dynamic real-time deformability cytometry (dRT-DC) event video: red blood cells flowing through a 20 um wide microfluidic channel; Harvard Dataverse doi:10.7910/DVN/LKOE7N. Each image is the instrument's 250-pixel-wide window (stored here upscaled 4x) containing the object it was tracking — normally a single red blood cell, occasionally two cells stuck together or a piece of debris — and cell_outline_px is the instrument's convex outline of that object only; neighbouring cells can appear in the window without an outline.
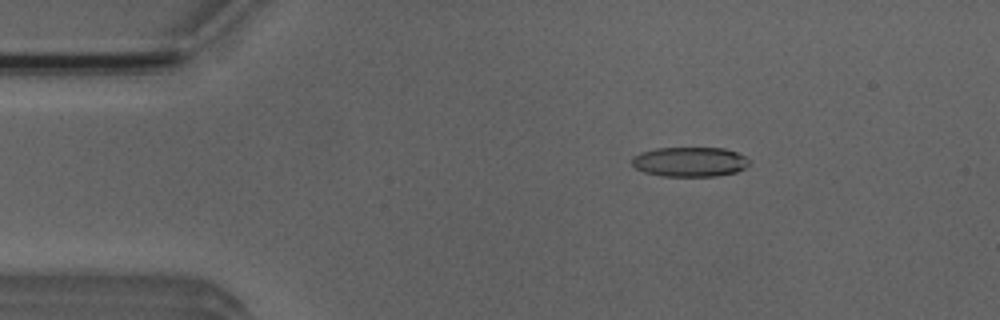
{"species": "Egyptian fruit bat (a non-hibernating species)", "species_latin": "Rousettus aegyptiacus", "temperature_condition": "room temperature", "stored_images_in_passage": 52, "camera_frame_rate_fps": 3000, "um_per_image_px": 0.085, "animal": {"sex": "male"}, "frame": {"image": 1, "passage_image": 8, "time_ms": 2.333, "image_size_px": [1000, 320], "cell_outline_px": [[752, 160], [744, 168], [736, 172], [716, 176], [660, 176], [644, 172], [636, 168], [632, 164], [632, 156], [640, 152], [656, 148], [724, 148], [736, 152]], "centroid_in_image_um": [58.62, 13.75], "position_along_channel_um": 26.4, "area_um2": 20.4}}
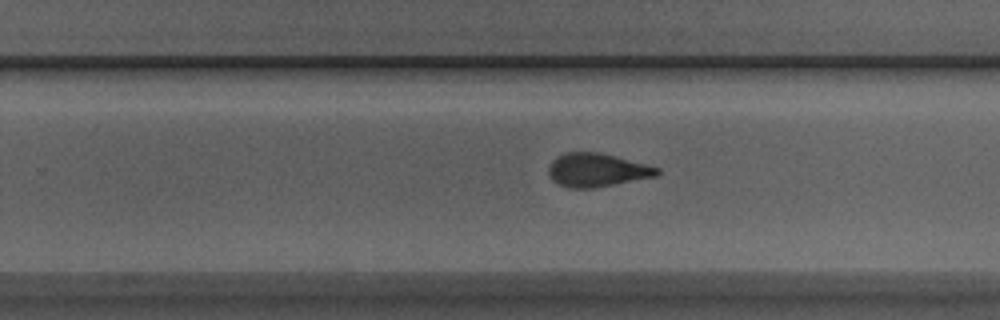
{"frame": {"image": 2, "passage_image": 32, "time_ms": 10.333, "image_size_px": [1000, 320], "cell_outline_px": [[660, 172], [656, 176], [616, 184], [592, 188], [568, 188], [556, 184], [548, 176], [548, 164], [556, 156], [564, 152], [600, 152], [616, 156], [660, 168]], "centroid_in_image_um": [50.68, 14.45], "position_along_channel_um": 279.1, "area_um2": 21.44}}
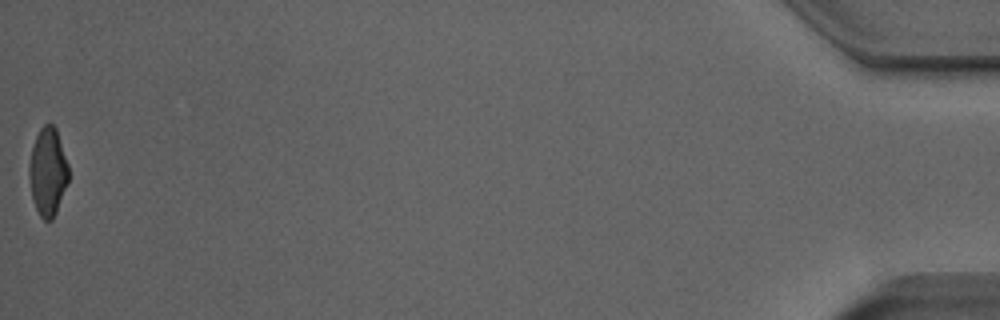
{"frame": {"image": 3, "passage_image": 52, "time_ms": 17.0, "image_size_px": [1000, 320], "cell_outline_px": [[68, 180], [56, 212], [52, 220], [44, 220], [40, 216], [32, 200], [28, 176], [28, 168], [32, 148], [36, 136], [40, 128], [44, 124], [52, 124], [56, 128], [68, 164]], "centroid_in_image_um": [4.04, 14.6], "position_along_channel_um": 431.2, "area_um2": 20.11}, "authors_computed_cell_mechanics": {"area_um2": 21.2704, "velocity_mm_per_s": 3.8825, "shape_relaxation_time_tau1_ms": 7.615, "shape_relaxation_time_tau2_ms": 2.8143, "deformation_change_tau1": 0.2198, "deformation_change_tau2": 0.1135}}